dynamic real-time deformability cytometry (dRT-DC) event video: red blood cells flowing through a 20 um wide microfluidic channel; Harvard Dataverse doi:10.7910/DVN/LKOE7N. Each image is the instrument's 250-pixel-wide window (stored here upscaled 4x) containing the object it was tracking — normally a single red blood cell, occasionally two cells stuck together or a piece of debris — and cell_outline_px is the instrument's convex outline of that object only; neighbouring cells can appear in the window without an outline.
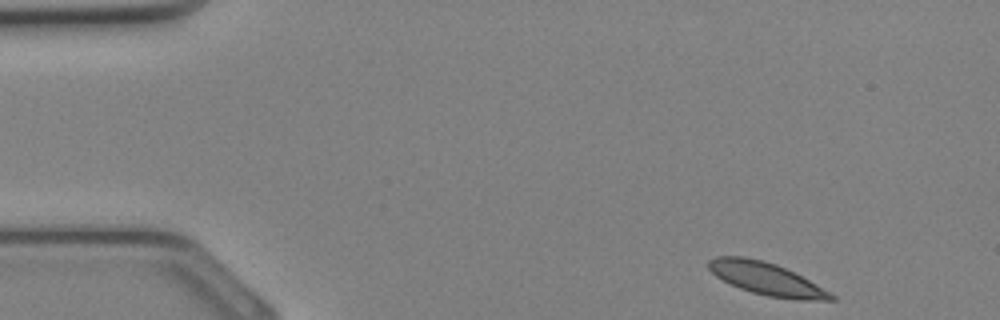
{"species": "Egyptian fruit bat (a non-hibernating species)", "species_latin": "Rousettus aegyptiacus", "temperature_condition": "cold", "stored_images_in_passage": 32, "camera_frame_rate_fps": 3000, "um_per_image_px": 0.085, "animal": {"sex": "female"}, "frame": {"image": 1, "passage_image": 1, "time_ms": 0.0, "image_size_px": [1000, 320], "cell_outline_px": [[836, 300], [796, 300], [768, 296], [752, 292], [740, 288], [716, 276], [708, 268], [708, 260], [716, 256], [744, 256], [764, 260], [776, 264], [816, 284], [836, 296]], "centroid_in_image_um": [65.13, 23.69], "position_along_channel_um": 19.9, "area_um2": 22.95}}
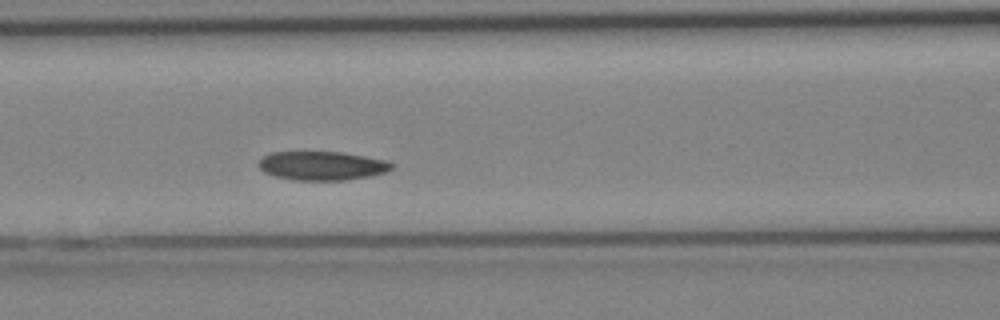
{"frame": {"image": 2, "passage_image": 12, "time_ms": 3.667, "image_size_px": [1000, 320], "cell_outline_px": [[396, 164], [388, 172], [368, 176], [344, 180], [292, 180], [276, 176], [264, 172], [256, 164], [264, 156], [272, 152], [340, 152], [388, 160]], "centroid_in_image_um": [27.4, 14.09], "position_along_channel_um": 139.2, "area_um2": 22.43}}
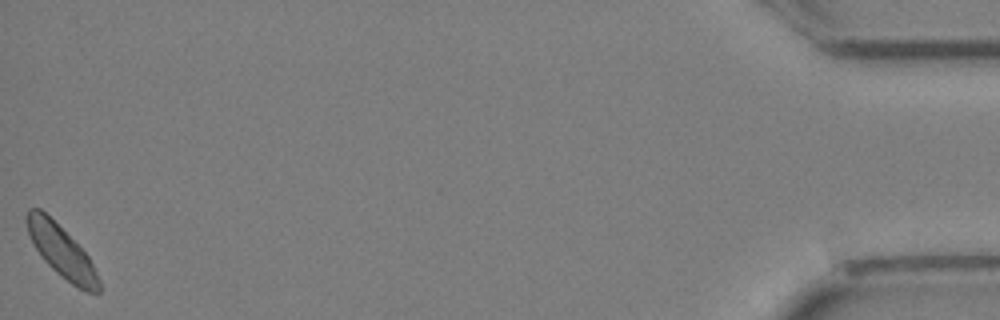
{"frame": {"image": 3, "passage_image": 32, "time_ms": 10.333, "image_size_px": [1000, 320], "cell_outline_px": [[100, 292], [88, 292], [76, 288], [60, 276], [40, 256], [28, 232], [24, 220], [24, 216], [28, 208], [40, 208], [88, 256], [100, 280]], "centroid_in_image_um": [5.2, 21.39], "position_along_channel_um": 430.0, "area_um2": 21.33}}